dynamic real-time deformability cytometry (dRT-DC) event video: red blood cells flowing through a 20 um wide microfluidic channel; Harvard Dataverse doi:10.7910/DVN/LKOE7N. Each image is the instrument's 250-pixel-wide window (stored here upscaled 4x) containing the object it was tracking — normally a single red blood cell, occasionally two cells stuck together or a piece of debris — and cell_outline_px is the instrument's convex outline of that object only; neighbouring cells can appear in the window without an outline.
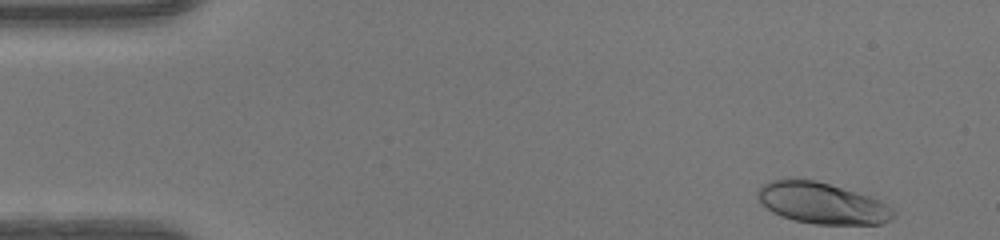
{"species": "human", "species_latin": "Homo sapiens", "temperature_condition": "warm", "stored_images_in_passage": 47, "camera_frame_rate_fps": 3000, "um_per_image_px": 0.085, "donor": {"sex": "female"}, "frame": {"image": 1, "passage_image": 1, "time_ms": 0.0, "image_size_px": [1000, 240], "cell_outline_px": [[896, 216], [880, 224], [816, 224], [796, 220], [780, 216], [772, 212], [760, 200], [756, 192], [764, 184], [772, 180], [816, 180], [868, 196], [880, 200], [888, 204], [892, 208]], "centroid_in_image_um": [69.91, 17.28], "position_along_channel_um": 15.1, "area_um2": 32.02}}
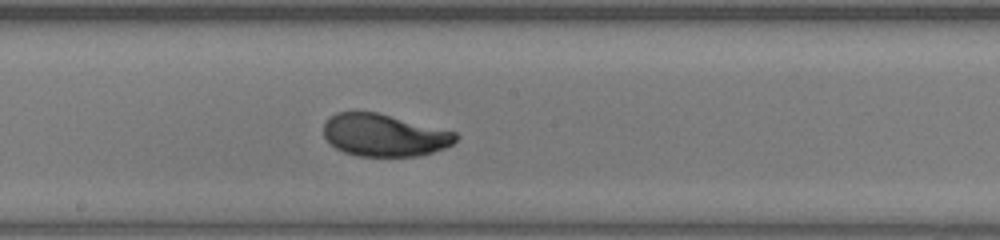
{"frame": {"image": 2, "passage_image": 24, "time_ms": 7.667, "image_size_px": [1000, 240], "cell_outline_px": [[460, 136], [452, 144], [444, 148], [420, 156], [356, 156], [344, 152], [336, 148], [324, 136], [324, 124], [336, 112], [376, 112], [456, 132]], "centroid_in_image_um": [32.68, 11.5], "position_along_channel_um": 215.5, "area_um2": 32.37}}
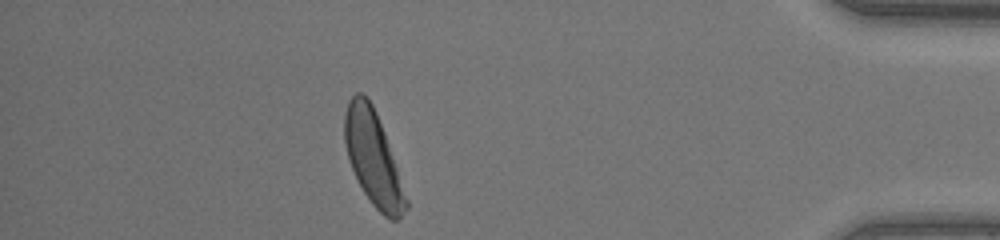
{"frame": {"image": 3, "passage_image": 41, "time_ms": 13.333, "image_size_px": [1000, 240], "cell_outline_px": [[408, 208], [396, 220], [388, 220], [372, 204], [364, 192], [352, 168], [344, 144], [344, 112], [348, 100], [356, 92], [360, 92], [372, 104], [376, 112], [384, 132], [408, 200]], "centroid_in_image_um": [31.7, 13.44], "position_along_channel_um": 403.5, "area_um2": 33.12}, "authors_computed_cell_mechanics": {"area_um2": 32.946, "velocity_mm_per_s": 4.1598, "shape_relaxation_time_tau1_ms": 2.5625, "shape_relaxation_time_tau2_ms": 0.7035, "deformation_change_tau1": 0.177, "deformation_change_tau2": 0.0517}}